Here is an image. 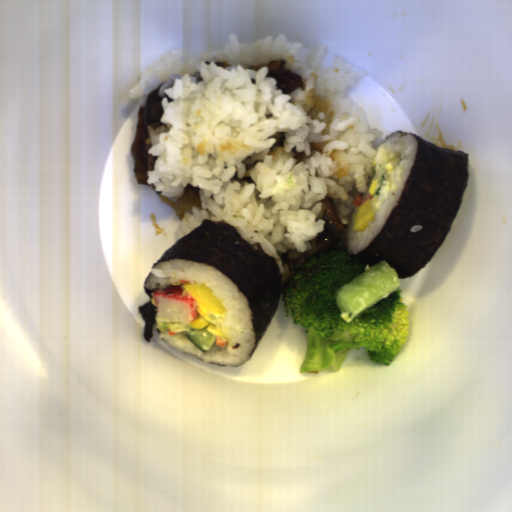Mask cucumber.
Segmentation results:
<instances>
[{
	"label": "cucumber",
	"mask_w": 512,
	"mask_h": 512,
	"mask_svg": "<svg viewBox=\"0 0 512 512\" xmlns=\"http://www.w3.org/2000/svg\"><path fill=\"white\" fill-rule=\"evenodd\" d=\"M401 285L397 271L385 260L340 286L334 294L340 316L351 323L367 308L385 301Z\"/></svg>",
	"instance_id": "cucumber-1"
},
{
	"label": "cucumber",
	"mask_w": 512,
	"mask_h": 512,
	"mask_svg": "<svg viewBox=\"0 0 512 512\" xmlns=\"http://www.w3.org/2000/svg\"><path fill=\"white\" fill-rule=\"evenodd\" d=\"M187 339L204 354H207L217 342V337L205 327L202 329H191L185 331Z\"/></svg>",
	"instance_id": "cucumber-2"
}]
</instances>
